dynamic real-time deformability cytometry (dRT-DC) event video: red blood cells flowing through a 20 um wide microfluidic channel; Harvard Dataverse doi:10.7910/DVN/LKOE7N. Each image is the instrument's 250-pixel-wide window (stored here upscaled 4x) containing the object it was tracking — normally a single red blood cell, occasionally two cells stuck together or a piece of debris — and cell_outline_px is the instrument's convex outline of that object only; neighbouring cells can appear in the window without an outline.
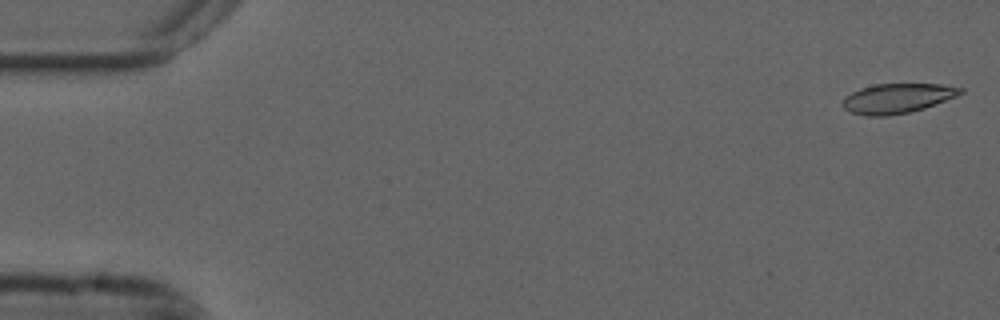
{"species": "common noctule bat (a hibernating species)", "species_latin": "Nyctalus noctula", "temperature_condition": "cold", "stored_images_in_passage": 55, "camera_frame_rate_fps": 3000, "um_per_image_px": 0.085, "animal": {"sex": "male", "forearm_length_mm": 52.5}, "frame": {"image": 1, "passage_image": 1, "time_ms": 0.0, "image_size_px": [1000, 320], "cell_outline_px": [[964, 92], [956, 96], [924, 108], [908, 112], [888, 116], [864, 116], [852, 112], [844, 108], [840, 104], [844, 96], [860, 88], [876, 84], [940, 84], [964, 88]], "centroid_in_image_um": [76.23, 8.36], "position_along_channel_um": 8.8, "area_um2": 20.4}}
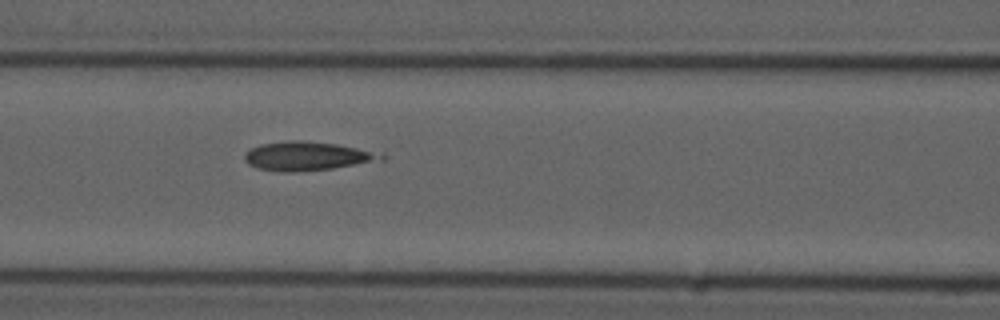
{"frame": {"image": 2, "passage_image": 23, "time_ms": 7.333, "image_size_px": [1000, 320], "cell_outline_px": [[388, 156], [384, 160], [332, 168], [296, 172], [280, 172], [256, 168], [248, 164], [244, 160], [244, 152], [260, 144], [292, 140], [300, 140], [336, 144], [384, 152]], "centroid_in_image_um": [26.15, 13.27], "position_along_channel_um": 140.4, "area_um2": 23.29}}
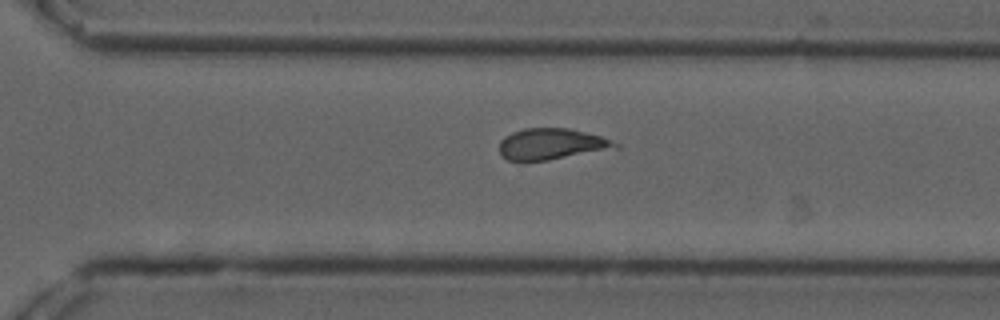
{"frame": {"image": 3, "passage_image": 38, "time_ms": 12.333, "image_size_px": [1000, 320], "cell_outline_px": [[620, 148], [524, 164], [520, 164], [508, 160], [500, 152], [500, 140], [504, 136], [512, 132], [524, 128], [568, 128], [600, 136], [620, 144]], "centroid_in_image_um": [46.84, 12.28], "position_along_channel_um": 323.8, "area_um2": 21.56}, "authors_computed_cell_mechanics": {"area_um2": 21.386, "velocity_mm_per_s": 3.6789, "shape_relaxation_time_tau1_ms": 9.6723, "shape_relaxation_time_tau2_ms": 1.96, "deformation_change_tau1": 0.19, "deformation_change_tau2": 0.1102}}